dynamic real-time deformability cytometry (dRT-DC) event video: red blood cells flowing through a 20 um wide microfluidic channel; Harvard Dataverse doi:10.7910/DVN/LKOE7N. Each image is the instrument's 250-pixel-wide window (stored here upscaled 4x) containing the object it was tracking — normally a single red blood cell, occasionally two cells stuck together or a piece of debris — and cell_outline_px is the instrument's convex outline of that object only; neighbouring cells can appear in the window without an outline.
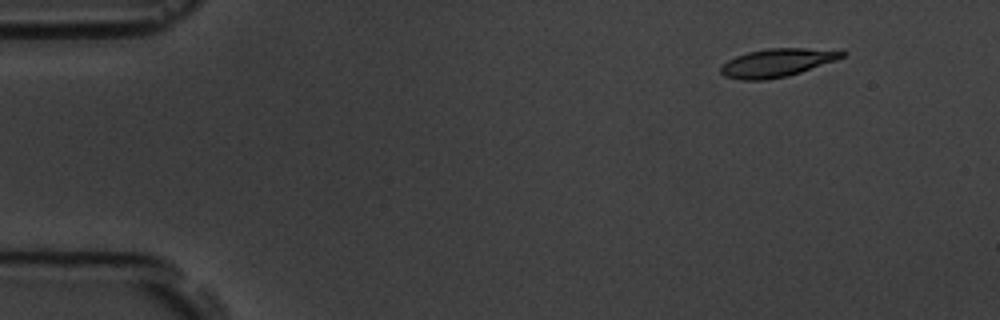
{"species": "common noctule bat (a hibernating species)", "species_latin": "Nyctalus noctula", "temperature_condition": "room temperature", "stored_images_in_passage": 5, "camera_frame_rate_fps": 3000, "um_per_image_px": 0.085, "animal": {"sex": "male", "body_mass_g": 19.5, "forearm_length_mm": 54.6}, "frame": {"image": 1, "passage_image": 2, "time_ms": 1.0, "image_size_px": [1000, 320], "cell_outline_px": [[848, 52], [844, 56], [836, 60], [788, 76], [764, 80], [740, 80], [724, 76], [720, 72], [720, 68], [728, 60], [736, 56], [748, 52], [768, 48], [804, 48]], "centroid_in_image_um": [66.01, 5.34], "position_along_channel_um": 19.0, "area_um2": 19.71}}
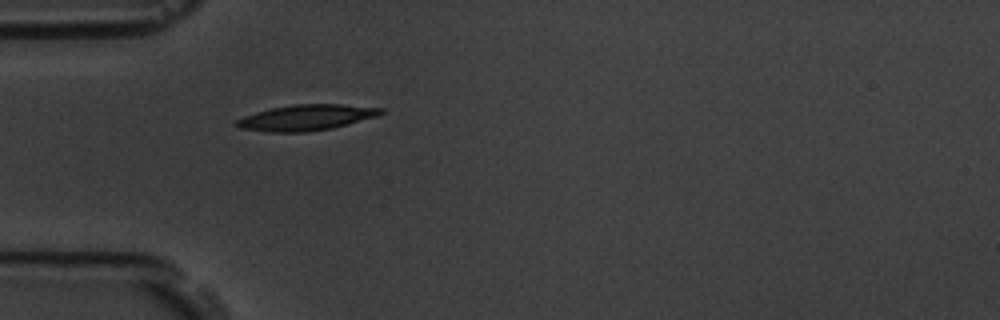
{"frame": {"image": 2, "passage_image": 5, "time_ms": 4.667, "image_size_px": [1000, 320], "cell_outline_px": [[384, 112], [376, 116], [332, 128], [304, 132], [268, 132], [240, 128], [232, 124], [236, 120], [244, 116], [256, 112], [272, 108], [292, 104], [344, 104], [384, 108]], "centroid_in_image_um": [26.0, 9.99], "position_along_channel_um": 59.0, "area_um2": 21.62}}